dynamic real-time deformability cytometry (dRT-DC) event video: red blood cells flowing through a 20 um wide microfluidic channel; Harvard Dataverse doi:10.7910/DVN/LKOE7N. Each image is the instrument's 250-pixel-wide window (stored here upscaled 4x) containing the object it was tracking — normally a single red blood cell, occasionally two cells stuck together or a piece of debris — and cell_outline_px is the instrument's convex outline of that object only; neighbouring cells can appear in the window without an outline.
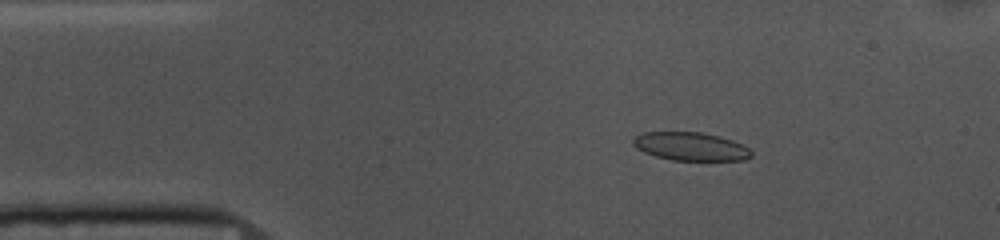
{"species": "common noctule bat (a hibernating species)", "species_latin": "Nyctalus noctula", "temperature_condition": "cold", "stored_images_in_passage": 49, "camera_frame_rate_fps": 3000, "um_per_image_px": 0.085, "animal": {"sex": "female", "body_mass_g": 10.0, "forearm_length_mm": 53.1}, "frame": {"image": 1, "passage_image": 4, "time_ms": 1.0, "image_size_px": [1000, 240], "cell_outline_px": [[752, 156], [744, 160], [672, 160], [656, 156], [644, 152], [636, 148], [632, 144], [632, 140], [636, 136], [644, 132], [700, 132], [720, 136], [744, 144], [752, 152]], "centroid_in_image_um": [58.72, 12.44], "position_along_channel_um": 26.3, "area_um2": 19.54}}
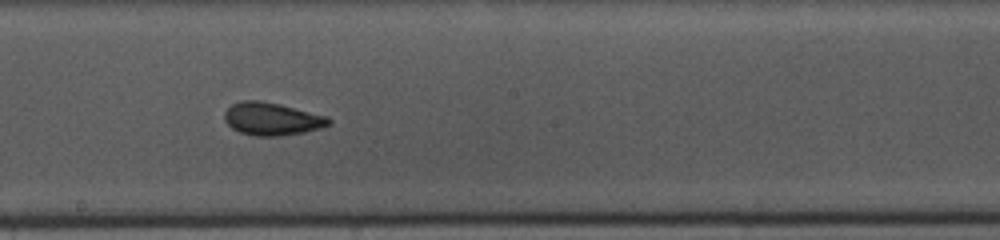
{"frame": {"image": 2, "passage_image": 24, "time_ms": 7.667, "image_size_px": [1000, 240], "cell_outline_px": [[332, 124], [320, 128], [304, 132], [280, 136], [256, 136], [240, 132], [232, 128], [224, 120], [224, 112], [232, 104], [240, 100], [260, 100], [280, 104], [328, 116], [332, 120]], "centroid_in_image_um": [23.12, 10.1], "position_along_channel_um": 225.1, "area_um2": 20.06}}
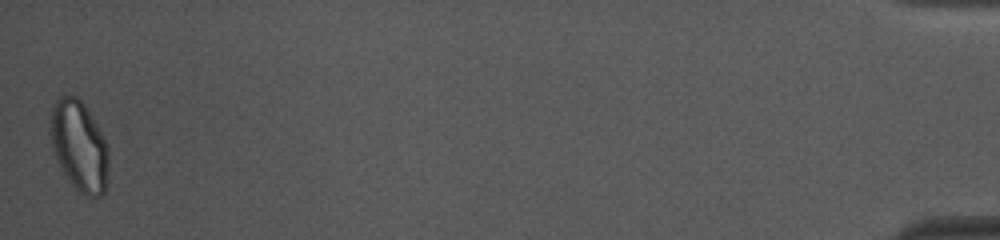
{"frame": {"image": 3, "passage_image": 49, "time_ms": 16.0, "image_size_px": [1000, 240], "cell_outline_px": [[108, 164], [104, 192], [100, 196], [84, 196], [72, 184], [56, 160], [52, 152], [48, 132], [48, 128], [52, 104], [60, 96], [76, 96], [84, 104], [96, 124], [108, 148]], "centroid_in_image_um": [6.67, 12.38], "position_along_channel_um": 428.5, "area_um2": 30.69}, "authors_computed_cell_mechanics": {"area_um2": 19.7676, "velocity_mm_per_s": 3.6462, "shape_relaxation_time_tau1_ms": 5.3235, "shape_relaxation_time_tau2_ms": 1.0908, "deformation_change_tau1": 0.125, "deformation_change_tau2": 0.0519}}